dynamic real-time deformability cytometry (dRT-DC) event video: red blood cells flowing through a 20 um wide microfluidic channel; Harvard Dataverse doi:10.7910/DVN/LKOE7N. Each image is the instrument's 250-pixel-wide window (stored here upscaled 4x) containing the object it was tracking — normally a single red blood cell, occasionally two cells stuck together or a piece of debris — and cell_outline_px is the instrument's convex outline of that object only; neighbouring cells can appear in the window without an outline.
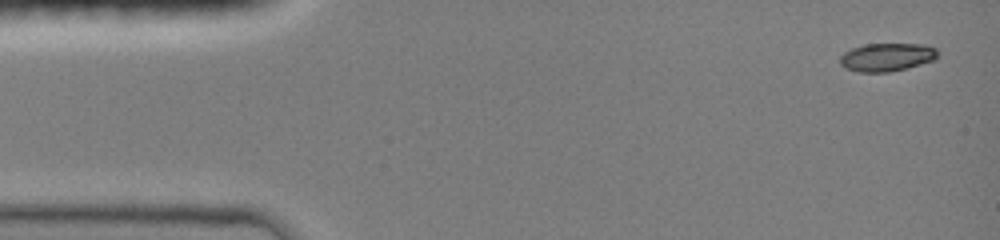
{"species": "common noctule bat (a hibernating species)", "species_latin": "Nyctalus noctula", "temperature_condition": "room temperature", "stored_images_in_passage": 20, "camera_frame_rate_fps": 3000, "um_per_image_px": 0.085, "animal": {"sex": "female", "body_mass_g": 19.0, "forearm_length_mm": 51.5}, "frame": {"image": 1, "passage_image": 1, "time_ms": 0.0, "image_size_px": [1000, 240], "cell_outline_px": [[936, 56], [932, 60], [908, 68], [888, 72], [860, 72], [844, 68], [840, 64], [840, 56], [844, 52], [852, 48], [864, 44], [920, 44], [936, 48]], "centroid_in_image_um": [75.32, 4.86], "position_along_channel_um": 9.7, "area_um2": 15.9}}
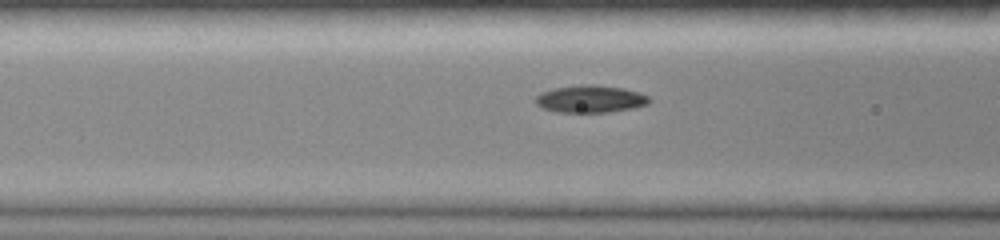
{"frame": {"image": 2, "passage_image": 11, "time_ms": 5.333, "image_size_px": [1000, 240], "cell_outline_px": [[648, 104], [632, 108], [608, 112], [556, 112], [544, 108], [536, 104], [536, 96], [540, 92], [552, 88], [580, 84], [596, 84], [624, 88], [640, 92], [648, 96]], "centroid_in_image_um": [50.16, 8.39], "position_along_channel_um": 116.4, "area_um2": 18.21}}
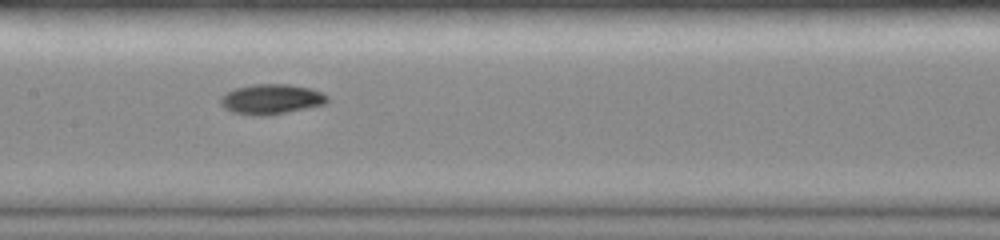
{"frame": {"image": 3, "passage_image": 17, "time_ms": 7.0, "image_size_px": [1000, 240], "cell_outline_px": [[328, 100], [324, 104], [288, 112], [264, 116], [252, 116], [232, 112], [224, 108], [220, 104], [220, 96], [236, 88], [252, 84], [288, 84], [308, 88], [324, 92], [328, 96]], "centroid_in_image_um": [23.04, 8.44], "position_along_channel_um": 184.4, "area_um2": 18.79}}